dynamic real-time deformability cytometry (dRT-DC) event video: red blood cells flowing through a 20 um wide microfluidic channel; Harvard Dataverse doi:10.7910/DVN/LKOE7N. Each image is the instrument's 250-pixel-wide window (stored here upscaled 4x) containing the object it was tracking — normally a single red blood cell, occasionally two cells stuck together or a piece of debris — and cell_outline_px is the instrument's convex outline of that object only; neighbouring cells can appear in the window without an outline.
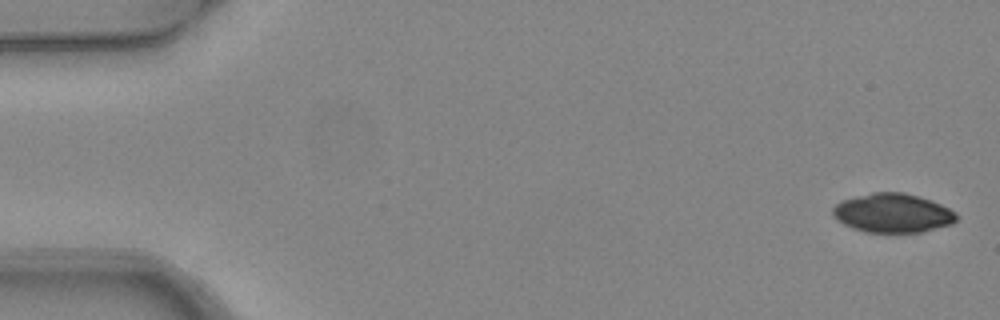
{"species": "common noctule bat (a hibernating species)", "species_latin": "Nyctalus noctula", "temperature_condition": "warm", "stored_images_in_passage": 5, "camera_frame_rate_fps": 3000, "um_per_image_px": 0.085, "animal": {"sex": "female", "body_mass_g": 24.6, "forearm_length_mm": 56.2}, "frame": {"image": 1, "passage_image": 1, "time_ms": 0.0, "image_size_px": [1000, 320], "cell_outline_px": [[956, 220], [952, 224], [920, 232], [864, 232], [852, 228], [836, 220], [832, 216], [832, 208], [840, 200], [872, 192], [904, 192], [920, 196], [932, 200], [956, 212]], "centroid_in_image_um": [75.84, 18.1], "position_along_channel_um": 9.2, "area_um2": 28.32}}
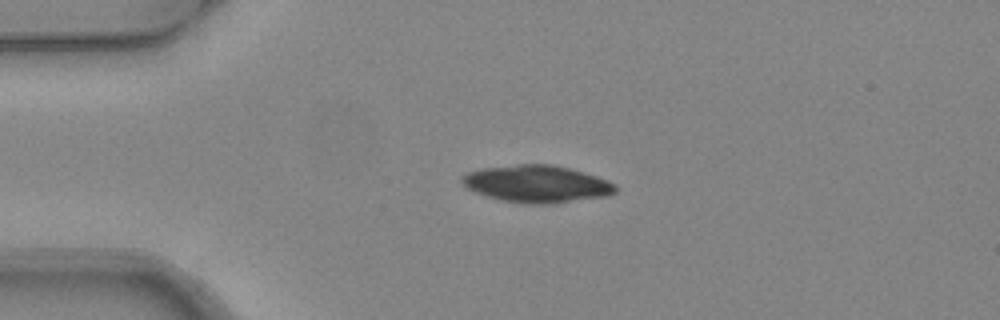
{"frame": {"image": 2, "passage_image": 4, "time_ms": 1.0, "image_size_px": [1000, 320], "cell_outline_px": [[616, 192], [608, 196], [548, 204], [528, 204], [500, 200], [476, 192], [468, 188], [460, 180], [468, 172], [480, 168], [516, 164], [552, 164], [584, 172], [608, 180], [616, 184]], "centroid_in_image_um": [45.65, 15.63], "position_along_channel_um": 39.3, "area_um2": 33.23}}